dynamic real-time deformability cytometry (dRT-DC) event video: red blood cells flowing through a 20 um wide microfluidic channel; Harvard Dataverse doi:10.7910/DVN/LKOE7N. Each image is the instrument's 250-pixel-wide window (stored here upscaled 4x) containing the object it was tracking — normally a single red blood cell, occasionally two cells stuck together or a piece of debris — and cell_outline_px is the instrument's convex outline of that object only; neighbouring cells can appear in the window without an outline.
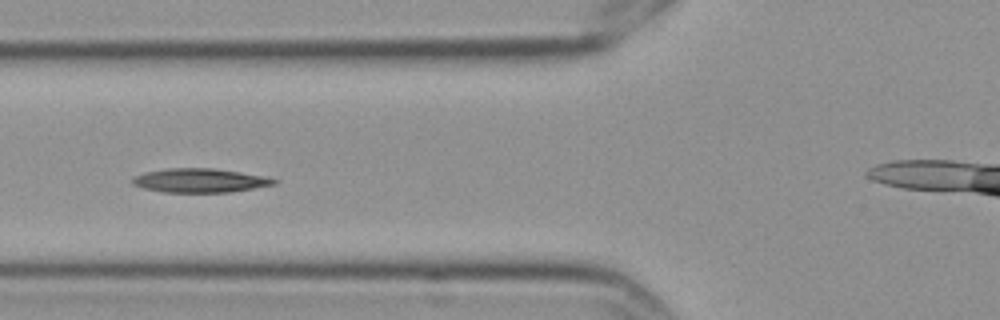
{"species": "Egyptian fruit bat (a non-hibernating species)", "species_latin": "Rousettus aegyptiacus", "temperature_condition": "cold", "stored_images_in_passage": 7, "segment_of_instrument_passage": [1, 2], "camera_frame_rate_fps": 3000, "um_per_image_px": 0.085, "frame": {"image": 1, "passage_image": 6, "time_ms": 1.667, "image_size_px": [1000, 320], "cell_outline_px": [[280, 180], [276, 184], [228, 192], [164, 192], [144, 188], [132, 184], [132, 176], [144, 172], [168, 168], [212, 168], [240, 172], [264, 176]], "centroid_in_image_um": [16.97, 15.33], "position_along_channel_um": 108.8, "area_um2": 19.71}}